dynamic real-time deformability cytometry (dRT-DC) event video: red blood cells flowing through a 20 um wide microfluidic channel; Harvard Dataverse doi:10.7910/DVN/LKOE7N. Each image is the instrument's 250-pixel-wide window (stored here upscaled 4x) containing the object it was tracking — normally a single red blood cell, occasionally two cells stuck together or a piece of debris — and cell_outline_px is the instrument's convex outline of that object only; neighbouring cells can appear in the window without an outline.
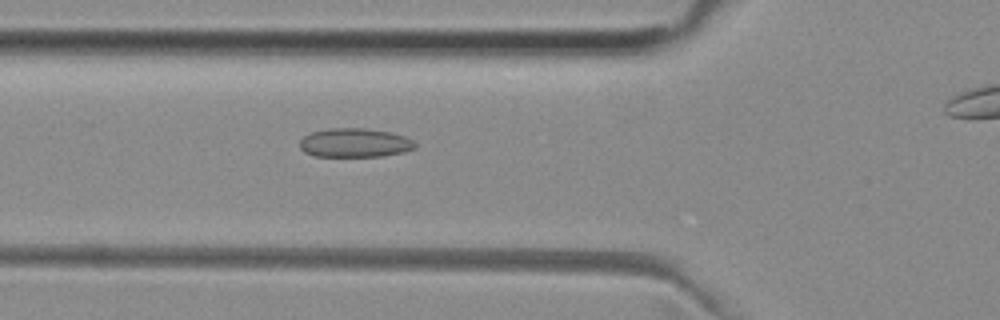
{"species": "common noctule bat (a hibernating species)", "species_latin": "Nyctalus noctula", "temperature_condition": "room temperature", "stored_images_in_passage": 46, "camera_frame_rate_fps": 3000, "um_per_image_px": 0.085, "animal": {"sex": "female", "body_mass_g": 29.2, "forearm_length_mm": 56.3}, "frame": {"image": 1, "passage_image": 19, "time_ms": 6.0, "image_size_px": [1000, 320], "cell_outline_px": [[416, 148], [404, 152], [384, 156], [316, 156], [304, 152], [300, 148], [300, 140], [304, 136], [312, 132], [328, 128], [364, 128], [392, 132], [404, 136], [412, 140], [416, 144]], "centroid_in_image_um": [30.17, 12.13], "position_along_channel_um": 95.6, "area_um2": 19.54}}
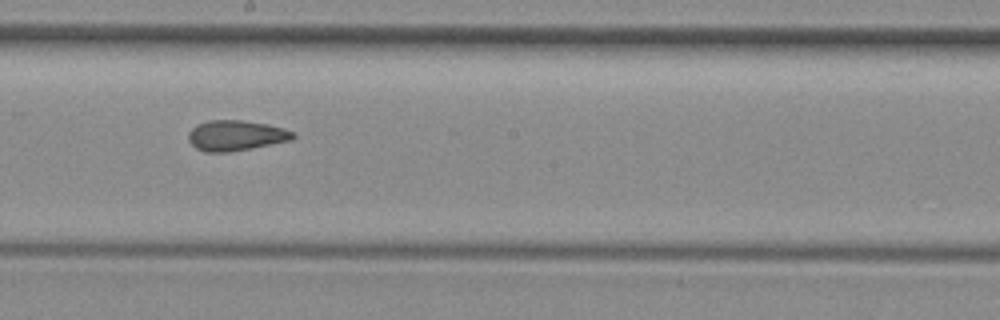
{"frame": {"image": 2, "passage_image": 29, "time_ms": 9.333, "image_size_px": [1000, 320], "cell_outline_px": [[296, 136], [292, 140], [252, 148], [228, 152], [204, 152], [196, 148], [188, 140], [188, 132], [192, 128], [208, 120], [244, 120], [268, 124], [284, 128], [296, 132]], "centroid_in_image_um": [20.08, 11.51], "position_along_channel_um": 228.1, "area_um2": 18.67}}
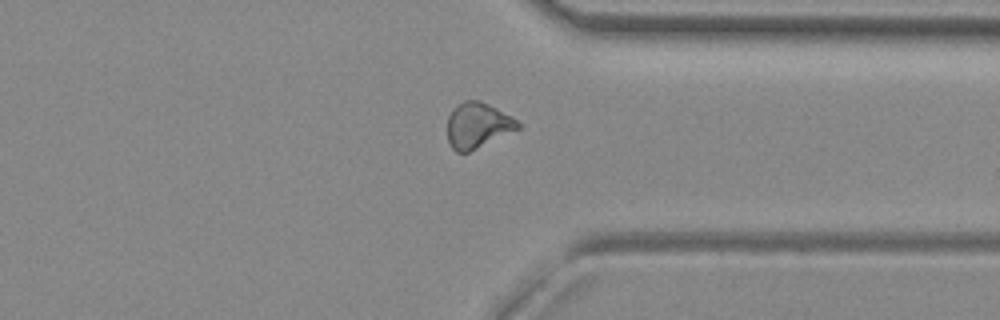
{"frame": {"image": 3, "passage_image": 40, "time_ms": 13.0, "image_size_px": [1000, 320], "cell_outline_px": [[520, 128], [468, 152], [456, 152], [452, 148], [448, 140], [448, 116], [452, 108], [464, 100], [480, 100], [512, 116], [520, 124]], "centroid_in_image_um": [40.58, 10.64], "position_along_channel_um": 370.8, "area_um2": 18.55}, "authors_computed_cell_mechanics": {"area_um2": 18.8717, "velocity_mm_per_s": 3.9624, "shape_relaxation_time_tau1_ms": null, "shape_relaxation_time_tau2_ms": 1.916, "deformation_change_tau1": null, "deformation_change_tau2": 0.0772}}